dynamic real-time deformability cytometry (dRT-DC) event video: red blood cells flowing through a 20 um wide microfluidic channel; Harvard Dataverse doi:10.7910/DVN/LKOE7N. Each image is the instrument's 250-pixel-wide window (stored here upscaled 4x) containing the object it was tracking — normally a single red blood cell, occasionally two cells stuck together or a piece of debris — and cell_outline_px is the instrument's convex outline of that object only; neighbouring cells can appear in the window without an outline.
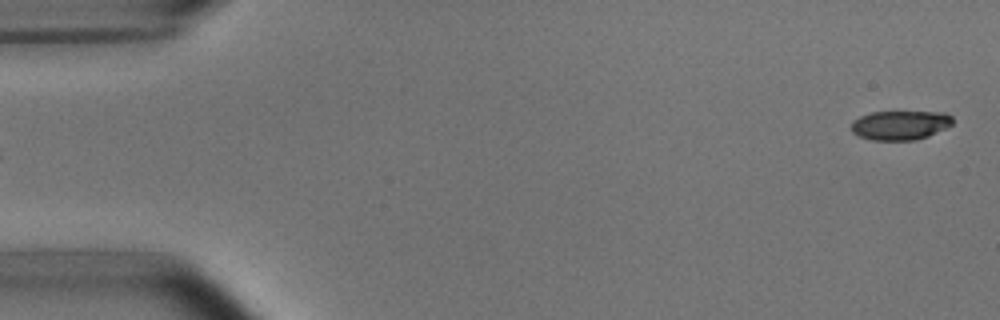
{"species": "common noctule bat (a hibernating species)", "species_latin": "Nyctalus noctula", "temperature_condition": "room temperature", "stored_images_in_passage": 4, "segment_of_instrument_passage": [2, 2], "camera_frame_rate_fps": 3000, "um_per_image_px": 0.085, "animal": {"sex": "male", "body_mass_g": 15.6}, "frame": {"image": 1, "passage_image": 4, "time_ms": 3.667, "image_size_px": [1000, 320], "cell_outline_px": [[952, 124], [928, 136], [916, 140], [872, 140], [860, 136], [852, 132], [852, 120], [860, 116], [872, 112], [948, 112], [952, 116]], "centroid_in_image_um": [76.52, 10.63], "position_along_channel_um": 8.5, "area_um2": 17.22}}